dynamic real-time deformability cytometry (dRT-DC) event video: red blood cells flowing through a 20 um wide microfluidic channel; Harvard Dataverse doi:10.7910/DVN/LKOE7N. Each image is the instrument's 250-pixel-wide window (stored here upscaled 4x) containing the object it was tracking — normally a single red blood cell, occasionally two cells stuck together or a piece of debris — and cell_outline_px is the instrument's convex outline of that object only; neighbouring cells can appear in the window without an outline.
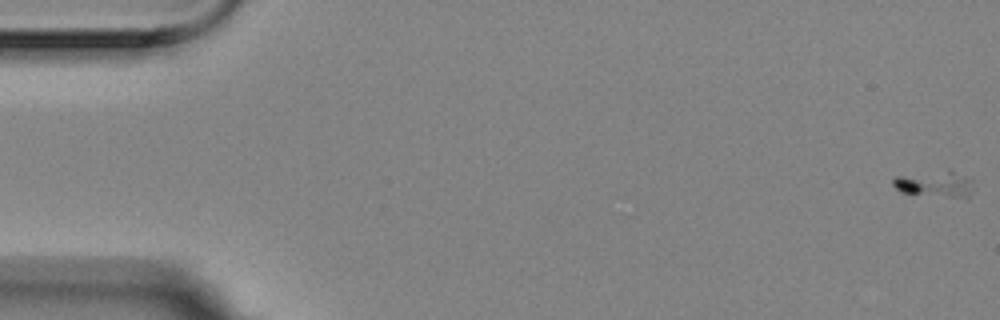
{"species": "Egyptian fruit bat (a non-hibernating species)", "species_latin": "Rousettus aegyptiacus", "temperature_condition": "room temperature", "stored_images_in_passage": 58, "camera_frame_rate_fps": 3000, "um_per_image_px": 0.085, "animal": {"sex": "female"}, "frame": {"image": 1, "passage_image": 1, "time_ms": 0.0, "image_size_px": [1000, 320], "cell_outline_px": [[972, 180], [968, 196], [948, 196], [900, 192], [892, 184], [892, 180], [896, 176], [948, 168], [952, 168], [972, 176]], "centroid_in_image_um": [79.49, 15.54], "position_along_channel_um": 5.5, "area_um2": 12.43}}
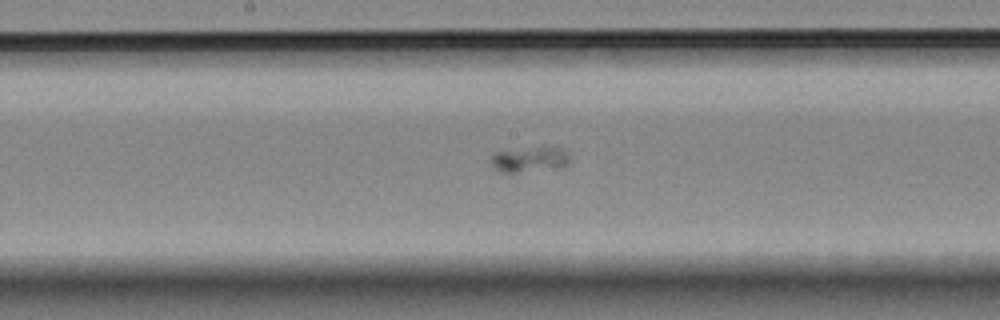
{"frame": {"image": 2, "passage_image": 30, "time_ms": 9.667, "image_size_px": [1000, 320], "cell_outline_px": [[568, 168], [516, 172], [500, 172], [492, 168], [488, 160], [492, 152], [544, 144], [560, 148], [568, 156]], "centroid_in_image_um": [44.97, 13.52], "position_along_channel_um": 203.2, "area_um2": 12.54}}
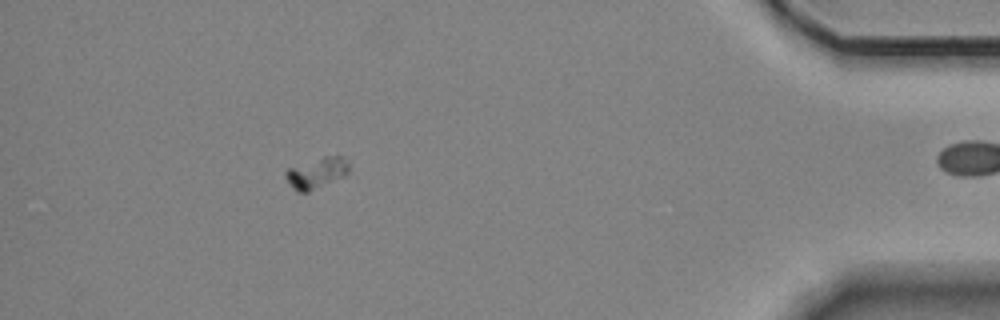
{"frame": {"image": 3, "passage_image": 52, "time_ms": 17.0, "image_size_px": [1000, 320], "cell_outline_px": [[348, 172], [344, 176], [308, 192], [300, 192], [292, 188], [284, 176], [284, 172], [288, 168], [324, 156], [344, 156], [348, 164]], "centroid_in_image_um": [26.89, 14.7], "position_along_channel_um": 408.3, "area_um2": 11.27}}